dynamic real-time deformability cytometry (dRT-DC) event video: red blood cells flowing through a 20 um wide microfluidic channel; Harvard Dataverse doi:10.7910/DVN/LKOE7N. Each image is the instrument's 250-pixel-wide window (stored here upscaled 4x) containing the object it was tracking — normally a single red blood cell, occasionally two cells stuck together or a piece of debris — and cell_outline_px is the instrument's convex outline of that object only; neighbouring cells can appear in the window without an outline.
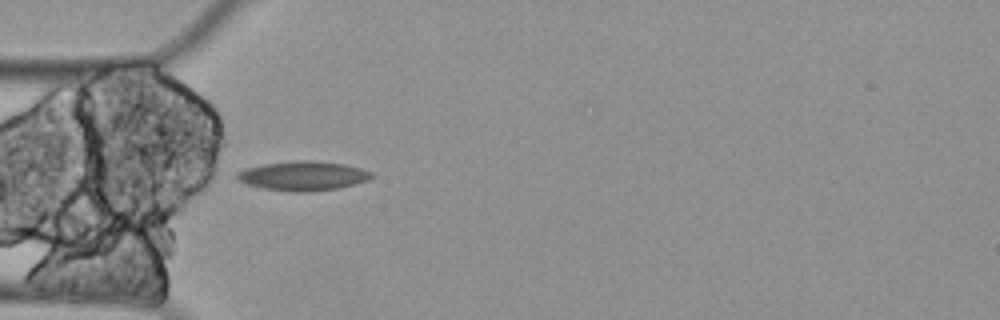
{"species": "Egyptian fruit bat (a non-hibernating species)", "species_latin": "Rousettus aegyptiacus", "temperature_condition": "cold", "stored_images_in_passage": 2, "camera_frame_rate_fps": 3000, "um_per_image_px": 0.085, "animal": {"sex": "female"}, "frame": {"image": 1, "passage_image": 2, "time_ms": 0.333, "image_size_px": [1000, 320], "cell_outline_px": [[376, 176], [368, 180], [336, 188], [308, 192], [292, 192], [264, 188], [248, 184], [236, 180], [236, 172], [244, 168], [264, 164], [292, 160], [316, 160], [344, 164], [360, 168], [372, 172]], "centroid_in_image_um": [25.74, 14.93], "position_along_channel_um": 59.3, "area_um2": 23.12}}